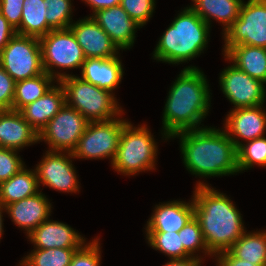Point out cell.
<instances>
[{
    "instance_id": "obj_21",
    "label": "cell",
    "mask_w": 266,
    "mask_h": 266,
    "mask_svg": "<svg viewBox=\"0 0 266 266\" xmlns=\"http://www.w3.org/2000/svg\"><path fill=\"white\" fill-rule=\"evenodd\" d=\"M39 143V133L23 118L19 111H0V147L22 150Z\"/></svg>"
},
{
    "instance_id": "obj_7",
    "label": "cell",
    "mask_w": 266,
    "mask_h": 266,
    "mask_svg": "<svg viewBox=\"0 0 266 266\" xmlns=\"http://www.w3.org/2000/svg\"><path fill=\"white\" fill-rule=\"evenodd\" d=\"M39 40L44 71L55 80L72 75L61 72L65 69L82 68L86 58L70 28L51 30Z\"/></svg>"
},
{
    "instance_id": "obj_28",
    "label": "cell",
    "mask_w": 266,
    "mask_h": 266,
    "mask_svg": "<svg viewBox=\"0 0 266 266\" xmlns=\"http://www.w3.org/2000/svg\"><path fill=\"white\" fill-rule=\"evenodd\" d=\"M56 82L57 80L46 72L33 78L15 82L12 110L19 111L27 104L41 98Z\"/></svg>"
},
{
    "instance_id": "obj_25",
    "label": "cell",
    "mask_w": 266,
    "mask_h": 266,
    "mask_svg": "<svg viewBox=\"0 0 266 266\" xmlns=\"http://www.w3.org/2000/svg\"><path fill=\"white\" fill-rule=\"evenodd\" d=\"M35 169L23 167L8 180L0 183V203L4 206L40 192Z\"/></svg>"
},
{
    "instance_id": "obj_9",
    "label": "cell",
    "mask_w": 266,
    "mask_h": 266,
    "mask_svg": "<svg viewBox=\"0 0 266 266\" xmlns=\"http://www.w3.org/2000/svg\"><path fill=\"white\" fill-rule=\"evenodd\" d=\"M222 35L223 55L238 44L266 48V0L243 1L239 17Z\"/></svg>"
},
{
    "instance_id": "obj_37",
    "label": "cell",
    "mask_w": 266,
    "mask_h": 266,
    "mask_svg": "<svg viewBox=\"0 0 266 266\" xmlns=\"http://www.w3.org/2000/svg\"><path fill=\"white\" fill-rule=\"evenodd\" d=\"M14 79L0 66V111L12 110Z\"/></svg>"
},
{
    "instance_id": "obj_14",
    "label": "cell",
    "mask_w": 266,
    "mask_h": 266,
    "mask_svg": "<svg viewBox=\"0 0 266 266\" xmlns=\"http://www.w3.org/2000/svg\"><path fill=\"white\" fill-rule=\"evenodd\" d=\"M226 116L223 130L236 148L244 141L248 142L265 136L266 111L263 105L232 109Z\"/></svg>"
},
{
    "instance_id": "obj_13",
    "label": "cell",
    "mask_w": 266,
    "mask_h": 266,
    "mask_svg": "<svg viewBox=\"0 0 266 266\" xmlns=\"http://www.w3.org/2000/svg\"><path fill=\"white\" fill-rule=\"evenodd\" d=\"M44 154L35 167L39 187L43 185L63 193H79L80 182L72 164L73 154L49 150Z\"/></svg>"
},
{
    "instance_id": "obj_5",
    "label": "cell",
    "mask_w": 266,
    "mask_h": 266,
    "mask_svg": "<svg viewBox=\"0 0 266 266\" xmlns=\"http://www.w3.org/2000/svg\"><path fill=\"white\" fill-rule=\"evenodd\" d=\"M146 124L129 121L122 130L112 168L124 176L156 169L158 145Z\"/></svg>"
},
{
    "instance_id": "obj_35",
    "label": "cell",
    "mask_w": 266,
    "mask_h": 266,
    "mask_svg": "<svg viewBox=\"0 0 266 266\" xmlns=\"http://www.w3.org/2000/svg\"><path fill=\"white\" fill-rule=\"evenodd\" d=\"M99 241L100 237L90 240L81 249L77 250L69 266H100L102 258Z\"/></svg>"
},
{
    "instance_id": "obj_27",
    "label": "cell",
    "mask_w": 266,
    "mask_h": 266,
    "mask_svg": "<svg viewBox=\"0 0 266 266\" xmlns=\"http://www.w3.org/2000/svg\"><path fill=\"white\" fill-rule=\"evenodd\" d=\"M47 8L44 0H24L22 19L16 33L40 38L52 29L46 21Z\"/></svg>"
},
{
    "instance_id": "obj_19",
    "label": "cell",
    "mask_w": 266,
    "mask_h": 266,
    "mask_svg": "<svg viewBox=\"0 0 266 266\" xmlns=\"http://www.w3.org/2000/svg\"><path fill=\"white\" fill-rule=\"evenodd\" d=\"M194 216L193 199L173 200L156 204L145 232H179Z\"/></svg>"
},
{
    "instance_id": "obj_34",
    "label": "cell",
    "mask_w": 266,
    "mask_h": 266,
    "mask_svg": "<svg viewBox=\"0 0 266 266\" xmlns=\"http://www.w3.org/2000/svg\"><path fill=\"white\" fill-rule=\"evenodd\" d=\"M155 0H121V7L142 27L149 22L155 10Z\"/></svg>"
},
{
    "instance_id": "obj_29",
    "label": "cell",
    "mask_w": 266,
    "mask_h": 266,
    "mask_svg": "<svg viewBox=\"0 0 266 266\" xmlns=\"http://www.w3.org/2000/svg\"><path fill=\"white\" fill-rule=\"evenodd\" d=\"M81 248L33 249L19 262L20 266H69L72 257Z\"/></svg>"
},
{
    "instance_id": "obj_4",
    "label": "cell",
    "mask_w": 266,
    "mask_h": 266,
    "mask_svg": "<svg viewBox=\"0 0 266 266\" xmlns=\"http://www.w3.org/2000/svg\"><path fill=\"white\" fill-rule=\"evenodd\" d=\"M210 29L190 6L184 7L157 42L153 59L172 65L188 63L208 46Z\"/></svg>"
},
{
    "instance_id": "obj_8",
    "label": "cell",
    "mask_w": 266,
    "mask_h": 266,
    "mask_svg": "<svg viewBox=\"0 0 266 266\" xmlns=\"http://www.w3.org/2000/svg\"><path fill=\"white\" fill-rule=\"evenodd\" d=\"M0 66L15 82L44 73L39 38L16 33L0 52Z\"/></svg>"
},
{
    "instance_id": "obj_15",
    "label": "cell",
    "mask_w": 266,
    "mask_h": 266,
    "mask_svg": "<svg viewBox=\"0 0 266 266\" xmlns=\"http://www.w3.org/2000/svg\"><path fill=\"white\" fill-rule=\"evenodd\" d=\"M81 46L85 58H111L118 56L120 49L99 24L88 15L74 21L70 27Z\"/></svg>"
},
{
    "instance_id": "obj_10",
    "label": "cell",
    "mask_w": 266,
    "mask_h": 266,
    "mask_svg": "<svg viewBox=\"0 0 266 266\" xmlns=\"http://www.w3.org/2000/svg\"><path fill=\"white\" fill-rule=\"evenodd\" d=\"M119 117L105 122H89L80 137L73 157L78 159L110 158L111 164L116 156L123 127L129 122Z\"/></svg>"
},
{
    "instance_id": "obj_18",
    "label": "cell",
    "mask_w": 266,
    "mask_h": 266,
    "mask_svg": "<svg viewBox=\"0 0 266 266\" xmlns=\"http://www.w3.org/2000/svg\"><path fill=\"white\" fill-rule=\"evenodd\" d=\"M52 203L40 191L37 194L13 202L5 206L6 213L12 219V222L22 228L28 236L43 221L51 216Z\"/></svg>"
},
{
    "instance_id": "obj_20",
    "label": "cell",
    "mask_w": 266,
    "mask_h": 266,
    "mask_svg": "<svg viewBox=\"0 0 266 266\" xmlns=\"http://www.w3.org/2000/svg\"><path fill=\"white\" fill-rule=\"evenodd\" d=\"M41 98L27 104L19 110L23 118L38 133L65 106L66 95L59 81Z\"/></svg>"
},
{
    "instance_id": "obj_17",
    "label": "cell",
    "mask_w": 266,
    "mask_h": 266,
    "mask_svg": "<svg viewBox=\"0 0 266 266\" xmlns=\"http://www.w3.org/2000/svg\"><path fill=\"white\" fill-rule=\"evenodd\" d=\"M34 249L82 248L87 242L78 231L63 222L47 219L27 237Z\"/></svg>"
},
{
    "instance_id": "obj_40",
    "label": "cell",
    "mask_w": 266,
    "mask_h": 266,
    "mask_svg": "<svg viewBox=\"0 0 266 266\" xmlns=\"http://www.w3.org/2000/svg\"><path fill=\"white\" fill-rule=\"evenodd\" d=\"M16 34V29L0 13V52Z\"/></svg>"
},
{
    "instance_id": "obj_2",
    "label": "cell",
    "mask_w": 266,
    "mask_h": 266,
    "mask_svg": "<svg viewBox=\"0 0 266 266\" xmlns=\"http://www.w3.org/2000/svg\"><path fill=\"white\" fill-rule=\"evenodd\" d=\"M220 129L205 126L182 131L169 138L180 139L184 167L195 177H222L239 173L237 148L227 133Z\"/></svg>"
},
{
    "instance_id": "obj_31",
    "label": "cell",
    "mask_w": 266,
    "mask_h": 266,
    "mask_svg": "<svg viewBox=\"0 0 266 266\" xmlns=\"http://www.w3.org/2000/svg\"><path fill=\"white\" fill-rule=\"evenodd\" d=\"M147 243L156 251L167 255L169 259L191 257L181 243L178 232H146Z\"/></svg>"
},
{
    "instance_id": "obj_6",
    "label": "cell",
    "mask_w": 266,
    "mask_h": 266,
    "mask_svg": "<svg viewBox=\"0 0 266 266\" xmlns=\"http://www.w3.org/2000/svg\"><path fill=\"white\" fill-rule=\"evenodd\" d=\"M59 82L65 91L66 104L76 109L89 122L110 121L124 111L116 95L82 80L79 76L69 75Z\"/></svg>"
},
{
    "instance_id": "obj_23",
    "label": "cell",
    "mask_w": 266,
    "mask_h": 266,
    "mask_svg": "<svg viewBox=\"0 0 266 266\" xmlns=\"http://www.w3.org/2000/svg\"><path fill=\"white\" fill-rule=\"evenodd\" d=\"M223 57L266 85V48L238 44L232 46Z\"/></svg>"
},
{
    "instance_id": "obj_1",
    "label": "cell",
    "mask_w": 266,
    "mask_h": 266,
    "mask_svg": "<svg viewBox=\"0 0 266 266\" xmlns=\"http://www.w3.org/2000/svg\"><path fill=\"white\" fill-rule=\"evenodd\" d=\"M205 74L196 66L180 71L169 88L162 117V138L176 133L200 129L211 107V95ZM211 94V95H210Z\"/></svg>"
},
{
    "instance_id": "obj_30",
    "label": "cell",
    "mask_w": 266,
    "mask_h": 266,
    "mask_svg": "<svg viewBox=\"0 0 266 266\" xmlns=\"http://www.w3.org/2000/svg\"><path fill=\"white\" fill-rule=\"evenodd\" d=\"M258 165L266 168V136L244 142L237 148L239 173Z\"/></svg>"
},
{
    "instance_id": "obj_36",
    "label": "cell",
    "mask_w": 266,
    "mask_h": 266,
    "mask_svg": "<svg viewBox=\"0 0 266 266\" xmlns=\"http://www.w3.org/2000/svg\"><path fill=\"white\" fill-rule=\"evenodd\" d=\"M18 152L0 147V183L8 180L26 166Z\"/></svg>"
},
{
    "instance_id": "obj_22",
    "label": "cell",
    "mask_w": 266,
    "mask_h": 266,
    "mask_svg": "<svg viewBox=\"0 0 266 266\" xmlns=\"http://www.w3.org/2000/svg\"><path fill=\"white\" fill-rule=\"evenodd\" d=\"M119 57L115 56L107 59L87 58L83 62L81 76L79 77L114 94L113 90H116L121 84L124 73Z\"/></svg>"
},
{
    "instance_id": "obj_42",
    "label": "cell",
    "mask_w": 266,
    "mask_h": 266,
    "mask_svg": "<svg viewBox=\"0 0 266 266\" xmlns=\"http://www.w3.org/2000/svg\"><path fill=\"white\" fill-rule=\"evenodd\" d=\"M202 260L194 257L182 259H170L163 266H201Z\"/></svg>"
},
{
    "instance_id": "obj_16",
    "label": "cell",
    "mask_w": 266,
    "mask_h": 266,
    "mask_svg": "<svg viewBox=\"0 0 266 266\" xmlns=\"http://www.w3.org/2000/svg\"><path fill=\"white\" fill-rule=\"evenodd\" d=\"M90 16L122 51L133 47L137 29L142 28L121 5L100 9Z\"/></svg>"
},
{
    "instance_id": "obj_11",
    "label": "cell",
    "mask_w": 266,
    "mask_h": 266,
    "mask_svg": "<svg viewBox=\"0 0 266 266\" xmlns=\"http://www.w3.org/2000/svg\"><path fill=\"white\" fill-rule=\"evenodd\" d=\"M88 124L83 115L65 104L40 131L39 142L44 141L49 151L72 153Z\"/></svg>"
},
{
    "instance_id": "obj_26",
    "label": "cell",
    "mask_w": 266,
    "mask_h": 266,
    "mask_svg": "<svg viewBox=\"0 0 266 266\" xmlns=\"http://www.w3.org/2000/svg\"><path fill=\"white\" fill-rule=\"evenodd\" d=\"M228 251L238 259L266 266V230L245 231Z\"/></svg>"
},
{
    "instance_id": "obj_39",
    "label": "cell",
    "mask_w": 266,
    "mask_h": 266,
    "mask_svg": "<svg viewBox=\"0 0 266 266\" xmlns=\"http://www.w3.org/2000/svg\"><path fill=\"white\" fill-rule=\"evenodd\" d=\"M217 261L216 266H259L246 260L234 257L228 250L220 252L214 256Z\"/></svg>"
},
{
    "instance_id": "obj_32",
    "label": "cell",
    "mask_w": 266,
    "mask_h": 266,
    "mask_svg": "<svg viewBox=\"0 0 266 266\" xmlns=\"http://www.w3.org/2000/svg\"><path fill=\"white\" fill-rule=\"evenodd\" d=\"M181 234V243L183 244L184 250L194 258L203 260L206 255L214 257V255L208 250L199 221L193 216L186 225L178 232ZM203 253L202 257L199 252ZM198 253V254H196ZM199 255V256H198Z\"/></svg>"
},
{
    "instance_id": "obj_38",
    "label": "cell",
    "mask_w": 266,
    "mask_h": 266,
    "mask_svg": "<svg viewBox=\"0 0 266 266\" xmlns=\"http://www.w3.org/2000/svg\"><path fill=\"white\" fill-rule=\"evenodd\" d=\"M24 0H0V13L17 29L21 24Z\"/></svg>"
},
{
    "instance_id": "obj_24",
    "label": "cell",
    "mask_w": 266,
    "mask_h": 266,
    "mask_svg": "<svg viewBox=\"0 0 266 266\" xmlns=\"http://www.w3.org/2000/svg\"><path fill=\"white\" fill-rule=\"evenodd\" d=\"M244 0H192L190 7L211 27V21L222 23V34L239 17ZM212 19V20H211Z\"/></svg>"
},
{
    "instance_id": "obj_43",
    "label": "cell",
    "mask_w": 266,
    "mask_h": 266,
    "mask_svg": "<svg viewBox=\"0 0 266 266\" xmlns=\"http://www.w3.org/2000/svg\"><path fill=\"white\" fill-rule=\"evenodd\" d=\"M6 211L5 206L0 203V239H2L3 232V213ZM1 241V240H0Z\"/></svg>"
},
{
    "instance_id": "obj_12",
    "label": "cell",
    "mask_w": 266,
    "mask_h": 266,
    "mask_svg": "<svg viewBox=\"0 0 266 266\" xmlns=\"http://www.w3.org/2000/svg\"><path fill=\"white\" fill-rule=\"evenodd\" d=\"M219 85L225 97L234 105L232 109L261 106L265 103L264 83L252 78L234 64L221 71Z\"/></svg>"
},
{
    "instance_id": "obj_41",
    "label": "cell",
    "mask_w": 266,
    "mask_h": 266,
    "mask_svg": "<svg viewBox=\"0 0 266 266\" xmlns=\"http://www.w3.org/2000/svg\"><path fill=\"white\" fill-rule=\"evenodd\" d=\"M82 1L91 7L93 13H95L100 9L118 6L120 5L121 2V0H82Z\"/></svg>"
},
{
    "instance_id": "obj_33",
    "label": "cell",
    "mask_w": 266,
    "mask_h": 266,
    "mask_svg": "<svg viewBox=\"0 0 266 266\" xmlns=\"http://www.w3.org/2000/svg\"><path fill=\"white\" fill-rule=\"evenodd\" d=\"M46 21L52 30L67 29L73 23L71 0H44Z\"/></svg>"
},
{
    "instance_id": "obj_3",
    "label": "cell",
    "mask_w": 266,
    "mask_h": 266,
    "mask_svg": "<svg viewBox=\"0 0 266 266\" xmlns=\"http://www.w3.org/2000/svg\"><path fill=\"white\" fill-rule=\"evenodd\" d=\"M194 217L199 221L208 250H228L246 231L242 214L230 197L198 181L192 195Z\"/></svg>"
}]
</instances>
